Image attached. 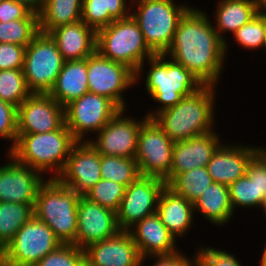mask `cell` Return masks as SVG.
<instances>
[{
    "mask_svg": "<svg viewBox=\"0 0 266 266\" xmlns=\"http://www.w3.org/2000/svg\"><path fill=\"white\" fill-rule=\"evenodd\" d=\"M32 216L34 211L31 204L0 202V248L2 250Z\"/></svg>",
    "mask_w": 266,
    "mask_h": 266,
    "instance_id": "f546056e",
    "label": "cell"
},
{
    "mask_svg": "<svg viewBox=\"0 0 266 266\" xmlns=\"http://www.w3.org/2000/svg\"><path fill=\"white\" fill-rule=\"evenodd\" d=\"M89 92L105 96L125 109L123 91L136 83V73L127 65L101 56L97 51L87 57Z\"/></svg>",
    "mask_w": 266,
    "mask_h": 266,
    "instance_id": "7c38bea8",
    "label": "cell"
},
{
    "mask_svg": "<svg viewBox=\"0 0 266 266\" xmlns=\"http://www.w3.org/2000/svg\"><path fill=\"white\" fill-rule=\"evenodd\" d=\"M120 110L109 98L87 92L65 106V124L77 142H85V133L99 132Z\"/></svg>",
    "mask_w": 266,
    "mask_h": 266,
    "instance_id": "8fae6325",
    "label": "cell"
},
{
    "mask_svg": "<svg viewBox=\"0 0 266 266\" xmlns=\"http://www.w3.org/2000/svg\"><path fill=\"white\" fill-rule=\"evenodd\" d=\"M137 10L130 15L143 33L145 43L155 54H165L170 47L181 17L189 9L173 0H136Z\"/></svg>",
    "mask_w": 266,
    "mask_h": 266,
    "instance_id": "52a82bcc",
    "label": "cell"
},
{
    "mask_svg": "<svg viewBox=\"0 0 266 266\" xmlns=\"http://www.w3.org/2000/svg\"><path fill=\"white\" fill-rule=\"evenodd\" d=\"M235 40L248 49L262 48L266 38V15L257 14L233 33Z\"/></svg>",
    "mask_w": 266,
    "mask_h": 266,
    "instance_id": "8d00e7d4",
    "label": "cell"
},
{
    "mask_svg": "<svg viewBox=\"0 0 266 266\" xmlns=\"http://www.w3.org/2000/svg\"><path fill=\"white\" fill-rule=\"evenodd\" d=\"M96 51L105 58L127 65L136 73V81L140 79L145 58L148 60L155 55L131 15L96 31Z\"/></svg>",
    "mask_w": 266,
    "mask_h": 266,
    "instance_id": "5b68a950",
    "label": "cell"
},
{
    "mask_svg": "<svg viewBox=\"0 0 266 266\" xmlns=\"http://www.w3.org/2000/svg\"><path fill=\"white\" fill-rule=\"evenodd\" d=\"M124 109H121L99 132L96 141L88 142L104 156H118L135 158L138 146V137L142 121L123 117Z\"/></svg>",
    "mask_w": 266,
    "mask_h": 266,
    "instance_id": "9a60e30c",
    "label": "cell"
},
{
    "mask_svg": "<svg viewBox=\"0 0 266 266\" xmlns=\"http://www.w3.org/2000/svg\"><path fill=\"white\" fill-rule=\"evenodd\" d=\"M258 14L266 15V0H254Z\"/></svg>",
    "mask_w": 266,
    "mask_h": 266,
    "instance_id": "bcb514c9",
    "label": "cell"
},
{
    "mask_svg": "<svg viewBox=\"0 0 266 266\" xmlns=\"http://www.w3.org/2000/svg\"><path fill=\"white\" fill-rule=\"evenodd\" d=\"M48 34L64 61L86 59L96 51V31L82 20L59 26Z\"/></svg>",
    "mask_w": 266,
    "mask_h": 266,
    "instance_id": "603a6c76",
    "label": "cell"
},
{
    "mask_svg": "<svg viewBox=\"0 0 266 266\" xmlns=\"http://www.w3.org/2000/svg\"><path fill=\"white\" fill-rule=\"evenodd\" d=\"M211 183L213 180L207 168L201 167L175 175L166 186L174 193L194 203Z\"/></svg>",
    "mask_w": 266,
    "mask_h": 266,
    "instance_id": "4dcf8cb0",
    "label": "cell"
},
{
    "mask_svg": "<svg viewBox=\"0 0 266 266\" xmlns=\"http://www.w3.org/2000/svg\"><path fill=\"white\" fill-rule=\"evenodd\" d=\"M260 149L221 144L206 166L213 182L229 186L244 176L248 162Z\"/></svg>",
    "mask_w": 266,
    "mask_h": 266,
    "instance_id": "7402d4cb",
    "label": "cell"
},
{
    "mask_svg": "<svg viewBox=\"0 0 266 266\" xmlns=\"http://www.w3.org/2000/svg\"><path fill=\"white\" fill-rule=\"evenodd\" d=\"M262 208H263L264 213H265V215H266V206H263Z\"/></svg>",
    "mask_w": 266,
    "mask_h": 266,
    "instance_id": "f907efd6",
    "label": "cell"
},
{
    "mask_svg": "<svg viewBox=\"0 0 266 266\" xmlns=\"http://www.w3.org/2000/svg\"><path fill=\"white\" fill-rule=\"evenodd\" d=\"M156 257V260L152 266H197V258L196 254L193 260L187 258L184 254L179 252V250L175 253L168 254V255H156L150 256ZM193 261V262H192Z\"/></svg>",
    "mask_w": 266,
    "mask_h": 266,
    "instance_id": "ee69618b",
    "label": "cell"
},
{
    "mask_svg": "<svg viewBox=\"0 0 266 266\" xmlns=\"http://www.w3.org/2000/svg\"><path fill=\"white\" fill-rule=\"evenodd\" d=\"M57 179L78 194L84 195L102 179L100 154L88 141L77 142Z\"/></svg>",
    "mask_w": 266,
    "mask_h": 266,
    "instance_id": "2e32d148",
    "label": "cell"
},
{
    "mask_svg": "<svg viewBox=\"0 0 266 266\" xmlns=\"http://www.w3.org/2000/svg\"><path fill=\"white\" fill-rule=\"evenodd\" d=\"M156 213L175 238L181 237L193 223L194 205L165 186L160 193Z\"/></svg>",
    "mask_w": 266,
    "mask_h": 266,
    "instance_id": "cb8c5ba5",
    "label": "cell"
},
{
    "mask_svg": "<svg viewBox=\"0 0 266 266\" xmlns=\"http://www.w3.org/2000/svg\"><path fill=\"white\" fill-rule=\"evenodd\" d=\"M205 14L194 7L185 12L165 55L183 65L203 85L215 86L226 58L225 42Z\"/></svg>",
    "mask_w": 266,
    "mask_h": 266,
    "instance_id": "6da1fadb",
    "label": "cell"
},
{
    "mask_svg": "<svg viewBox=\"0 0 266 266\" xmlns=\"http://www.w3.org/2000/svg\"><path fill=\"white\" fill-rule=\"evenodd\" d=\"M65 124V107L49 94L32 93L17 108V134L47 133Z\"/></svg>",
    "mask_w": 266,
    "mask_h": 266,
    "instance_id": "5bb4252c",
    "label": "cell"
},
{
    "mask_svg": "<svg viewBox=\"0 0 266 266\" xmlns=\"http://www.w3.org/2000/svg\"><path fill=\"white\" fill-rule=\"evenodd\" d=\"M174 141L154 119H147L140 128L135 160L140 175L170 181Z\"/></svg>",
    "mask_w": 266,
    "mask_h": 266,
    "instance_id": "30bf717a",
    "label": "cell"
},
{
    "mask_svg": "<svg viewBox=\"0 0 266 266\" xmlns=\"http://www.w3.org/2000/svg\"><path fill=\"white\" fill-rule=\"evenodd\" d=\"M76 143L64 124L60 129L47 133L17 134L16 144L8 155L40 173L53 169L57 174L50 178H57Z\"/></svg>",
    "mask_w": 266,
    "mask_h": 266,
    "instance_id": "3957f363",
    "label": "cell"
},
{
    "mask_svg": "<svg viewBox=\"0 0 266 266\" xmlns=\"http://www.w3.org/2000/svg\"><path fill=\"white\" fill-rule=\"evenodd\" d=\"M214 88L213 85H203L174 107L158 113L153 119L174 142L211 132L215 120Z\"/></svg>",
    "mask_w": 266,
    "mask_h": 266,
    "instance_id": "7a4b0ae2",
    "label": "cell"
},
{
    "mask_svg": "<svg viewBox=\"0 0 266 266\" xmlns=\"http://www.w3.org/2000/svg\"><path fill=\"white\" fill-rule=\"evenodd\" d=\"M31 94L22 69L0 70V99L2 101L18 108Z\"/></svg>",
    "mask_w": 266,
    "mask_h": 266,
    "instance_id": "836d02e7",
    "label": "cell"
},
{
    "mask_svg": "<svg viewBox=\"0 0 266 266\" xmlns=\"http://www.w3.org/2000/svg\"><path fill=\"white\" fill-rule=\"evenodd\" d=\"M89 92L87 80V58L64 61L62 69L49 95L61 106Z\"/></svg>",
    "mask_w": 266,
    "mask_h": 266,
    "instance_id": "d4e9b609",
    "label": "cell"
},
{
    "mask_svg": "<svg viewBox=\"0 0 266 266\" xmlns=\"http://www.w3.org/2000/svg\"><path fill=\"white\" fill-rule=\"evenodd\" d=\"M13 141L10 151L17 141V107L0 99V137Z\"/></svg>",
    "mask_w": 266,
    "mask_h": 266,
    "instance_id": "f35d334b",
    "label": "cell"
},
{
    "mask_svg": "<svg viewBox=\"0 0 266 266\" xmlns=\"http://www.w3.org/2000/svg\"><path fill=\"white\" fill-rule=\"evenodd\" d=\"M31 11L15 0L0 1V22L24 19Z\"/></svg>",
    "mask_w": 266,
    "mask_h": 266,
    "instance_id": "7bdbcfd3",
    "label": "cell"
},
{
    "mask_svg": "<svg viewBox=\"0 0 266 266\" xmlns=\"http://www.w3.org/2000/svg\"><path fill=\"white\" fill-rule=\"evenodd\" d=\"M25 46L0 43V70L22 69Z\"/></svg>",
    "mask_w": 266,
    "mask_h": 266,
    "instance_id": "b9f144b4",
    "label": "cell"
},
{
    "mask_svg": "<svg viewBox=\"0 0 266 266\" xmlns=\"http://www.w3.org/2000/svg\"><path fill=\"white\" fill-rule=\"evenodd\" d=\"M246 175L254 181L259 193L266 196V149L261 148L248 162Z\"/></svg>",
    "mask_w": 266,
    "mask_h": 266,
    "instance_id": "60d3db41",
    "label": "cell"
},
{
    "mask_svg": "<svg viewBox=\"0 0 266 266\" xmlns=\"http://www.w3.org/2000/svg\"><path fill=\"white\" fill-rule=\"evenodd\" d=\"M0 261H2V249L0 248Z\"/></svg>",
    "mask_w": 266,
    "mask_h": 266,
    "instance_id": "681fc988",
    "label": "cell"
},
{
    "mask_svg": "<svg viewBox=\"0 0 266 266\" xmlns=\"http://www.w3.org/2000/svg\"><path fill=\"white\" fill-rule=\"evenodd\" d=\"M126 0H83L81 20L95 31L130 14Z\"/></svg>",
    "mask_w": 266,
    "mask_h": 266,
    "instance_id": "f1b7e54d",
    "label": "cell"
},
{
    "mask_svg": "<svg viewBox=\"0 0 266 266\" xmlns=\"http://www.w3.org/2000/svg\"><path fill=\"white\" fill-rule=\"evenodd\" d=\"M165 186L166 182L163 179L139 175L125 189V194L116 213L119 229L125 231L133 229L137 222L155 213L160 193Z\"/></svg>",
    "mask_w": 266,
    "mask_h": 266,
    "instance_id": "4fadbf2b",
    "label": "cell"
},
{
    "mask_svg": "<svg viewBox=\"0 0 266 266\" xmlns=\"http://www.w3.org/2000/svg\"><path fill=\"white\" fill-rule=\"evenodd\" d=\"M35 266H86L85 252L74 244H62Z\"/></svg>",
    "mask_w": 266,
    "mask_h": 266,
    "instance_id": "74e56055",
    "label": "cell"
},
{
    "mask_svg": "<svg viewBox=\"0 0 266 266\" xmlns=\"http://www.w3.org/2000/svg\"><path fill=\"white\" fill-rule=\"evenodd\" d=\"M134 226V230L128 231L138 247L142 263L149 255H168L177 252L176 238L164 226L156 212L146 216Z\"/></svg>",
    "mask_w": 266,
    "mask_h": 266,
    "instance_id": "44dd1931",
    "label": "cell"
},
{
    "mask_svg": "<svg viewBox=\"0 0 266 266\" xmlns=\"http://www.w3.org/2000/svg\"><path fill=\"white\" fill-rule=\"evenodd\" d=\"M198 251L196 252L197 266H241L234 255L226 251L211 247H201Z\"/></svg>",
    "mask_w": 266,
    "mask_h": 266,
    "instance_id": "ab89813d",
    "label": "cell"
},
{
    "mask_svg": "<svg viewBox=\"0 0 266 266\" xmlns=\"http://www.w3.org/2000/svg\"><path fill=\"white\" fill-rule=\"evenodd\" d=\"M83 0H44L38 14L39 30L49 33L53 29L81 20Z\"/></svg>",
    "mask_w": 266,
    "mask_h": 266,
    "instance_id": "83f0119b",
    "label": "cell"
},
{
    "mask_svg": "<svg viewBox=\"0 0 266 266\" xmlns=\"http://www.w3.org/2000/svg\"><path fill=\"white\" fill-rule=\"evenodd\" d=\"M16 2L23 4L31 12L39 14L43 7L44 0H15Z\"/></svg>",
    "mask_w": 266,
    "mask_h": 266,
    "instance_id": "f6af8a7d",
    "label": "cell"
},
{
    "mask_svg": "<svg viewBox=\"0 0 266 266\" xmlns=\"http://www.w3.org/2000/svg\"><path fill=\"white\" fill-rule=\"evenodd\" d=\"M126 187L120 183L101 179L84 196L107 209L118 212Z\"/></svg>",
    "mask_w": 266,
    "mask_h": 266,
    "instance_id": "d590c367",
    "label": "cell"
},
{
    "mask_svg": "<svg viewBox=\"0 0 266 266\" xmlns=\"http://www.w3.org/2000/svg\"><path fill=\"white\" fill-rule=\"evenodd\" d=\"M229 199L232 210L236 207H258L261 208L264 205L265 195L260 194L258 187L251 181L245 174L229 186Z\"/></svg>",
    "mask_w": 266,
    "mask_h": 266,
    "instance_id": "e575fe53",
    "label": "cell"
},
{
    "mask_svg": "<svg viewBox=\"0 0 266 266\" xmlns=\"http://www.w3.org/2000/svg\"><path fill=\"white\" fill-rule=\"evenodd\" d=\"M215 14L217 27L214 29L225 42V51H227V41L221 33L229 31L234 33L258 13L254 0H220Z\"/></svg>",
    "mask_w": 266,
    "mask_h": 266,
    "instance_id": "4316f807",
    "label": "cell"
},
{
    "mask_svg": "<svg viewBox=\"0 0 266 266\" xmlns=\"http://www.w3.org/2000/svg\"><path fill=\"white\" fill-rule=\"evenodd\" d=\"M61 245L52 229L32 216L4 247L2 261L8 266H35Z\"/></svg>",
    "mask_w": 266,
    "mask_h": 266,
    "instance_id": "ba28073f",
    "label": "cell"
},
{
    "mask_svg": "<svg viewBox=\"0 0 266 266\" xmlns=\"http://www.w3.org/2000/svg\"><path fill=\"white\" fill-rule=\"evenodd\" d=\"M77 237L75 245L81 249L116 235L120 229L116 212L81 195L77 208Z\"/></svg>",
    "mask_w": 266,
    "mask_h": 266,
    "instance_id": "e0dca14e",
    "label": "cell"
},
{
    "mask_svg": "<svg viewBox=\"0 0 266 266\" xmlns=\"http://www.w3.org/2000/svg\"><path fill=\"white\" fill-rule=\"evenodd\" d=\"M84 252L86 266H138L141 263L138 247L125 230L88 245Z\"/></svg>",
    "mask_w": 266,
    "mask_h": 266,
    "instance_id": "d6986e66",
    "label": "cell"
},
{
    "mask_svg": "<svg viewBox=\"0 0 266 266\" xmlns=\"http://www.w3.org/2000/svg\"><path fill=\"white\" fill-rule=\"evenodd\" d=\"M214 131L174 142L170 180L183 172L194 168L206 167L221 145L219 136Z\"/></svg>",
    "mask_w": 266,
    "mask_h": 266,
    "instance_id": "ffe728a7",
    "label": "cell"
},
{
    "mask_svg": "<svg viewBox=\"0 0 266 266\" xmlns=\"http://www.w3.org/2000/svg\"><path fill=\"white\" fill-rule=\"evenodd\" d=\"M194 210L214 224L224 225L228 222L233 210L229 199V187L225 184L211 183L193 203Z\"/></svg>",
    "mask_w": 266,
    "mask_h": 266,
    "instance_id": "484cf974",
    "label": "cell"
},
{
    "mask_svg": "<svg viewBox=\"0 0 266 266\" xmlns=\"http://www.w3.org/2000/svg\"><path fill=\"white\" fill-rule=\"evenodd\" d=\"M0 167V202L35 205L37 193L45 181L40 172L18 163L12 156Z\"/></svg>",
    "mask_w": 266,
    "mask_h": 266,
    "instance_id": "ac0fdd59",
    "label": "cell"
},
{
    "mask_svg": "<svg viewBox=\"0 0 266 266\" xmlns=\"http://www.w3.org/2000/svg\"><path fill=\"white\" fill-rule=\"evenodd\" d=\"M63 63L55 41L49 34L39 32L25 49L22 70L28 90L49 94Z\"/></svg>",
    "mask_w": 266,
    "mask_h": 266,
    "instance_id": "9c48e42d",
    "label": "cell"
},
{
    "mask_svg": "<svg viewBox=\"0 0 266 266\" xmlns=\"http://www.w3.org/2000/svg\"><path fill=\"white\" fill-rule=\"evenodd\" d=\"M80 196L57 178H49L39 187L34 216L46 223L62 244L75 245Z\"/></svg>",
    "mask_w": 266,
    "mask_h": 266,
    "instance_id": "277c9868",
    "label": "cell"
},
{
    "mask_svg": "<svg viewBox=\"0 0 266 266\" xmlns=\"http://www.w3.org/2000/svg\"><path fill=\"white\" fill-rule=\"evenodd\" d=\"M102 179L120 183L126 188L140 175L135 158L100 155Z\"/></svg>",
    "mask_w": 266,
    "mask_h": 266,
    "instance_id": "d6a6232c",
    "label": "cell"
},
{
    "mask_svg": "<svg viewBox=\"0 0 266 266\" xmlns=\"http://www.w3.org/2000/svg\"><path fill=\"white\" fill-rule=\"evenodd\" d=\"M260 266H266V245H265V248H264V252H263V255H262Z\"/></svg>",
    "mask_w": 266,
    "mask_h": 266,
    "instance_id": "7dc6e473",
    "label": "cell"
},
{
    "mask_svg": "<svg viewBox=\"0 0 266 266\" xmlns=\"http://www.w3.org/2000/svg\"><path fill=\"white\" fill-rule=\"evenodd\" d=\"M39 32L38 14L30 12L24 19L0 22V43L27 47Z\"/></svg>",
    "mask_w": 266,
    "mask_h": 266,
    "instance_id": "1f68e13d",
    "label": "cell"
},
{
    "mask_svg": "<svg viewBox=\"0 0 266 266\" xmlns=\"http://www.w3.org/2000/svg\"><path fill=\"white\" fill-rule=\"evenodd\" d=\"M165 54H157L148 60L151 68L148 71L145 87L153 100L163 105L147 118L153 119L158 113L174 107L185 96L196 92L203 84L183 65L174 60H165Z\"/></svg>",
    "mask_w": 266,
    "mask_h": 266,
    "instance_id": "8992f818",
    "label": "cell"
},
{
    "mask_svg": "<svg viewBox=\"0 0 266 266\" xmlns=\"http://www.w3.org/2000/svg\"><path fill=\"white\" fill-rule=\"evenodd\" d=\"M0 266H8V265L4 263L3 261H0Z\"/></svg>",
    "mask_w": 266,
    "mask_h": 266,
    "instance_id": "c3c4849f",
    "label": "cell"
}]
</instances>
